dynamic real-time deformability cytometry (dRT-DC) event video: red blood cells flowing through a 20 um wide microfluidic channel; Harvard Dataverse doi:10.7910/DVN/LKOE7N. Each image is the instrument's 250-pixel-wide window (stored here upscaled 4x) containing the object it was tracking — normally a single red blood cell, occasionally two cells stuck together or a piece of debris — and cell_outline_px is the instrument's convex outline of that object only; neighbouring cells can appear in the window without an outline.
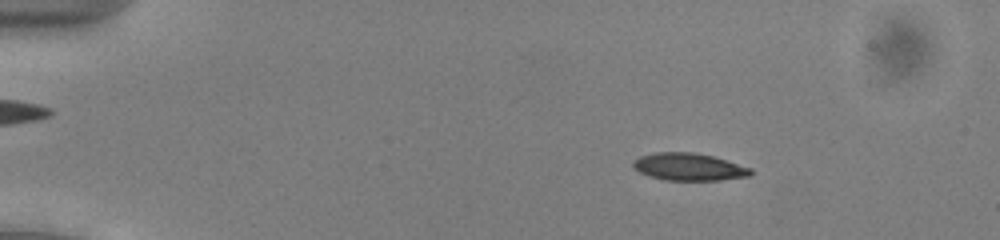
{"species": "common noctule bat (a hibernating species)", "species_latin": "Nyctalus noctula", "temperature_condition": "cold", "stored_images_in_passage": 53, "camera_frame_rate_fps": 3000, "um_per_image_px": 0.085, "animal": {"sex": "male", "body_mass_g": 13.0, "forearm_length_mm": 53.1}, "frame": {"image": 1, "passage_image": 9, "time_ms": 2.667, "image_size_px": [1000, 240], "cell_outline_px": [[752, 172], [748, 176], [720, 180], [664, 180], [648, 176], [640, 172], [632, 164], [632, 160], [640, 156], [652, 152], [696, 152], [712, 156], [752, 168]], "centroid_in_image_um": [58.52, 14.17], "position_along_channel_um": 26.5, "area_um2": 18.79}}
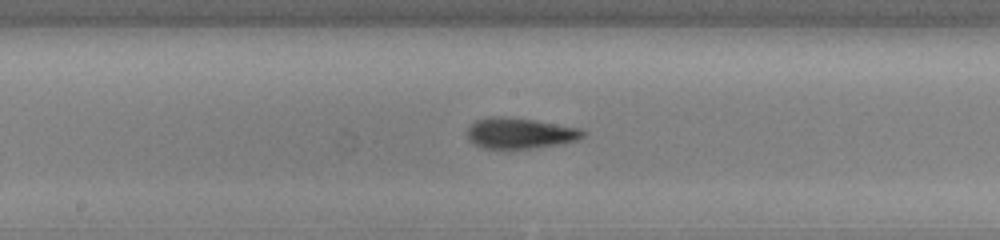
{"frame": {"image": 2, "passage_image": 29, "time_ms": 9.333, "image_size_px": [1000, 240], "cell_outline_px": [[588, 132], [584, 136], [576, 140], [560, 144], [528, 148], [484, 148], [472, 144], [468, 140], [468, 128], [476, 120], [492, 116], [500, 116], [532, 120], [580, 128]], "centroid_in_image_um": [44.19, 11.32], "position_along_channel_um": 204.0, "area_um2": 20.52}}
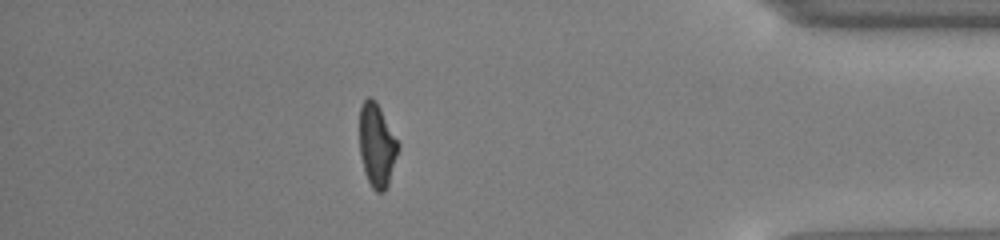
{"frame": {"image": 3, "passage_image": 47, "time_ms": 15.333, "image_size_px": [1000, 240], "cell_outline_px": [[400, 148], [388, 184], [384, 192], [376, 192], [372, 188], [364, 172], [360, 156], [360, 108], [364, 100], [368, 96], [372, 96], [376, 100], [400, 144]], "centroid_in_image_um": [32.04, 12.34], "position_along_channel_um": 403.2, "area_um2": 18.96}, "authors_computed_cell_mechanics": {"area_um2": 19.363, "velocity_mm_per_s": 3.9217, "shape_relaxation_time_tau1_ms": 6.0949, "shape_relaxation_time_tau2_ms": 2.6057, "deformation_change_tau1": 0.1716, "deformation_change_tau2": 0.0992}}